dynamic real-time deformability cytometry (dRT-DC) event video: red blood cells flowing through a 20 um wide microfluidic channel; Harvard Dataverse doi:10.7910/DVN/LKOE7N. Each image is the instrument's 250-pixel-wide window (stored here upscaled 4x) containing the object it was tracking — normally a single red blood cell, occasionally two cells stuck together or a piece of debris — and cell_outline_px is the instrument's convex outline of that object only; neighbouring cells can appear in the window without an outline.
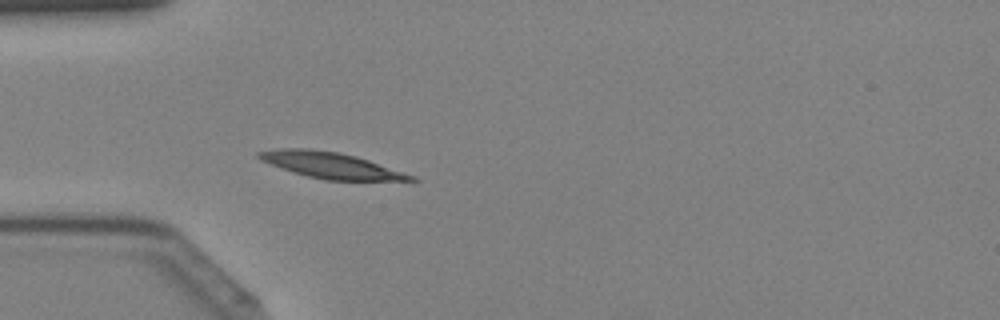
{"species": "Egyptian fruit bat (a non-hibernating species)", "species_latin": "Rousettus aegyptiacus", "temperature_condition": "cold", "stored_images_in_passage": 42, "camera_frame_rate_fps": 3000, "um_per_image_px": 0.085, "animal": {"sex": "female"}, "frame": {"image": 1, "passage_image": 12, "time_ms": 3.667, "image_size_px": [1000, 320], "cell_outline_px": [[420, 180], [324, 180], [308, 176], [260, 160], [256, 156], [256, 152], [284, 148], [308, 148], [336, 152], [356, 156], [416, 176]], "centroid_in_image_um": [28.14, 14.04], "position_along_channel_um": 56.9, "area_um2": 22.54}}
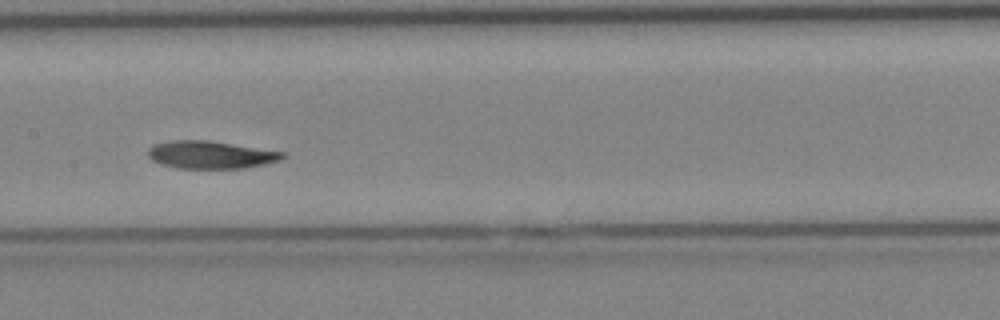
{"frame": {"image": 2, "passage_image": 21, "time_ms": 6.667, "image_size_px": [1000, 320], "cell_outline_px": [[284, 156], [280, 160], [264, 164], [244, 168], [176, 168], [160, 164], [152, 160], [148, 156], [148, 148], [156, 144], [172, 140], [208, 140], [284, 152]], "centroid_in_image_um": [17.87, 13.16], "position_along_channel_um": 189.5, "area_um2": 21.5}}
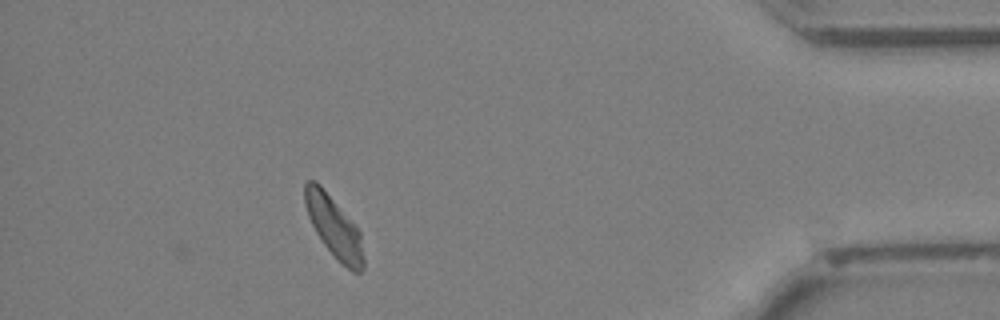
{"frame": {"image": 3, "passage_image": 38, "time_ms": 12.333, "image_size_px": [1000, 320], "cell_outline_px": [[364, 268], [360, 272], [352, 272], [324, 244], [316, 232], [308, 216], [304, 204], [304, 184], [308, 180], [316, 180], [320, 184], [360, 232], [364, 260]], "centroid_in_image_um": [28.37, 19.25], "position_along_channel_um": 406.8, "area_um2": 20.35}}